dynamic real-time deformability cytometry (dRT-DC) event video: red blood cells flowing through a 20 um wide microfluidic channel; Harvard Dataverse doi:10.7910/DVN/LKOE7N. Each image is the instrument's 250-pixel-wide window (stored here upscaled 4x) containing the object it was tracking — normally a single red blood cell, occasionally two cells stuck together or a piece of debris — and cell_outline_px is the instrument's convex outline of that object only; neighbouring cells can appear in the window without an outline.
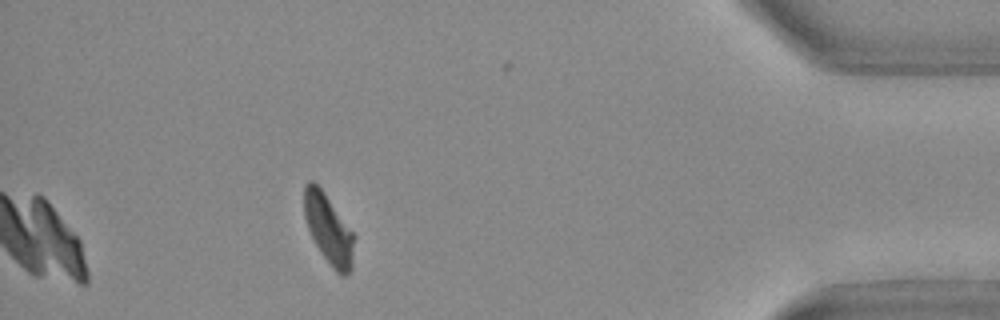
{"species": "Egyptian fruit bat (a non-hibernating species)", "species_latin": "Rousettus aegyptiacus", "temperature_condition": "warm", "stored_images_in_passage": 50, "camera_frame_rate_fps": 3000, "um_per_image_px": 0.085, "animal": {"sex": "female"}, "frame": {"image": 1, "passage_image": 50, "time_ms": 16.333, "image_size_px": [1000, 320], "cell_outline_px": [[356, 236], [352, 268], [344, 276], [340, 276], [332, 268], [320, 252], [308, 228], [304, 216], [304, 184], [308, 180], [312, 180], [320, 188]], "centroid_in_image_um": [27.94, 19.51], "position_along_channel_um": 407.3, "area_um2": 20.23}}